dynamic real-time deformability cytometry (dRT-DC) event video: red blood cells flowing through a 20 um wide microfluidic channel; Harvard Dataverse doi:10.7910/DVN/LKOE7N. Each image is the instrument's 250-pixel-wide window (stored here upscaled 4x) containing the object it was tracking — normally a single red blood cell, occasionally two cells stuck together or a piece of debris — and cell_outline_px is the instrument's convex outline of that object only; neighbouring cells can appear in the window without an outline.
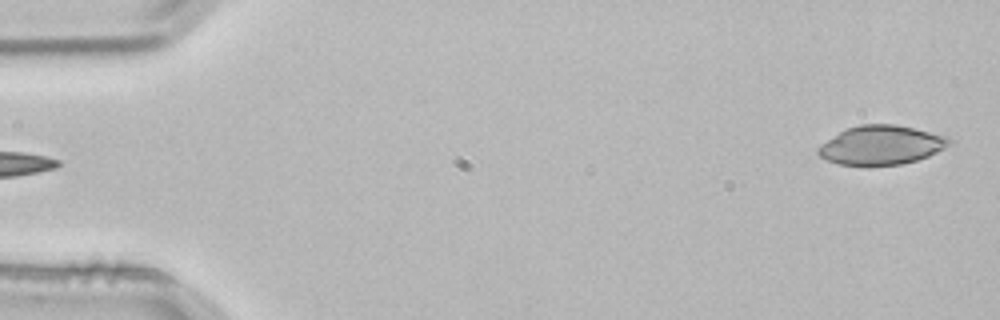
{"species": "common noctule bat (a hibernating species)", "species_latin": "Nyctalus noctula", "temperature_condition": "room temperature", "stored_images_in_passage": 2, "segment_of_instrument_passage": [2, 2], "camera_frame_rate_fps": 3000, "um_per_image_px": 0.085, "animal": {"sex": "male", "body_mass_g": 21.5, "forearm_length_mm": 52.0}, "frame": {"image": 1, "passage_image": 2, "time_ms": 0.333, "image_size_px": [1000, 320], "cell_outline_px": [[956, 140], [952, 144], [928, 156], [916, 160], [900, 164], [840, 164], [828, 160], [820, 156], [816, 152], [816, 148], [820, 144], [840, 132], [848, 128], [860, 124], [896, 124], [948, 136]], "centroid_in_image_um": [74.95, 12.31], "position_along_channel_um": 10.1, "area_um2": 29.59}}